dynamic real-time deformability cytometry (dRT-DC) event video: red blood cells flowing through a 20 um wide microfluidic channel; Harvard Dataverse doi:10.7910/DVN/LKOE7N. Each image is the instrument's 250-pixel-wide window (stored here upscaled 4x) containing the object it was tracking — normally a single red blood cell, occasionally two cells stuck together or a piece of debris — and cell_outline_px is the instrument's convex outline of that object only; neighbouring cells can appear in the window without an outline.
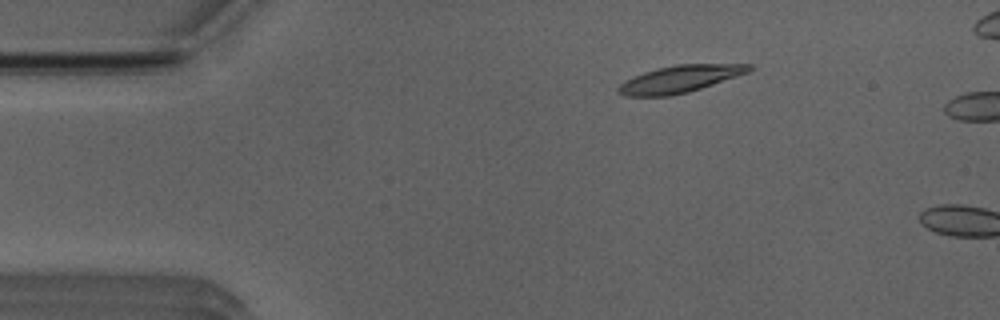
{"species": "Egyptian fruit bat (a non-hibernating species)", "species_latin": "Rousettus aegyptiacus", "temperature_condition": "room temperature", "stored_images_in_passage": 3, "camera_frame_rate_fps": 3000, "um_per_image_px": 0.085, "animal": {"sex": "male"}, "frame": {"image": 1, "passage_image": 1, "time_ms": 0.0, "image_size_px": [1000, 320], "cell_outline_px": [[752, 68], [748, 72], [688, 92], [672, 96], [624, 96], [616, 92], [616, 88], [624, 80], [632, 76], [656, 68], [676, 64], [752, 64]], "centroid_in_image_um": [57.7, 6.72], "position_along_channel_um": 27.3, "area_um2": 20.63}}